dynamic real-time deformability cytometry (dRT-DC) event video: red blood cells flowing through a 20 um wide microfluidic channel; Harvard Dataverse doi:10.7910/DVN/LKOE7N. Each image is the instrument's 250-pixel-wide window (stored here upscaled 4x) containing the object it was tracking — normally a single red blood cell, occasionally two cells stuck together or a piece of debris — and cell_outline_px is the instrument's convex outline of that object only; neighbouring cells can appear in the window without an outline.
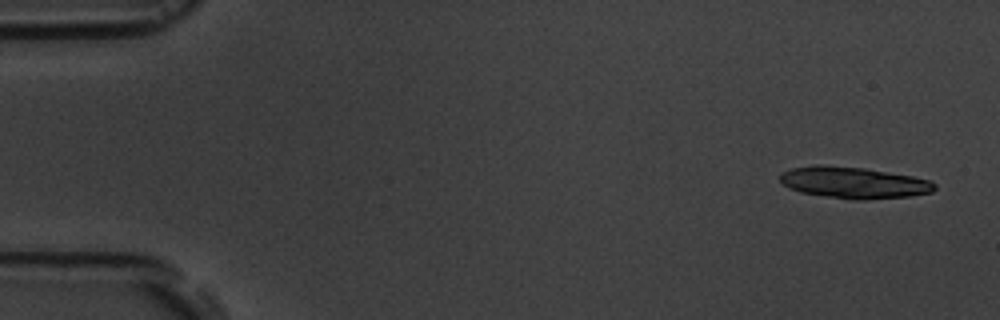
{"species": "common noctule bat (a hibernating species)", "species_latin": "Nyctalus noctula", "temperature_condition": "room temperature", "stored_images_in_passage": 5, "camera_frame_rate_fps": 3000, "um_per_image_px": 0.085, "animal": {"sex": "male", "body_mass_g": 19.5, "forearm_length_mm": 54.6}, "frame": {"image": 1, "passage_image": 1, "time_ms": 0.0, "image_size_px": [1000, 320], "cell_outline_px": [[936, 188], [932, 192], [908, 196], [864, 200], [852, 200], [800, 192], [788, 188], [780, 180], [780, 172], [792, 168], [816, 164], [820, 164], [864, 168], [912, 176], [928, 180], [936, 184]], "centroid_in_image_um": [72.53, 15.52], "position_along_channel_um": 12.5, "area_um2": 28.38}}